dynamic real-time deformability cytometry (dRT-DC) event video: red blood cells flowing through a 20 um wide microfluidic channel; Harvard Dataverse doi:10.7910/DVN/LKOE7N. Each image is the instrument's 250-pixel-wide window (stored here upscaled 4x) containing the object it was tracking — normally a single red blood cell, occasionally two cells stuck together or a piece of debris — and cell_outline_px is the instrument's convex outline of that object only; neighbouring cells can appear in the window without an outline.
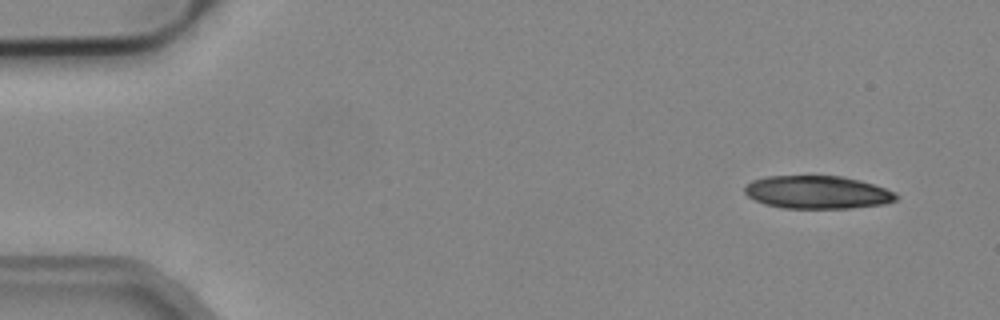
{"species": "common noctule bat (a hibernating species)", "species_latin": "Nyctalus noctula", "temperature_condition": "cold", "stored_images_in_passage": 4, "camera_frame_rate_fps": 3000, "um_per_image_px": 0.085, "animal": {"sex": "male", "body_mass_g": 19.2, "forearm_length_mm": 51.8}, "frame": {"image": 1, "passage_image": 1, "time_ms": 0.0, "image_size_px": [1000, 320], "cell_outline_px": [[900, 196], [896, 200], [884, 204], [848, 208], [780, 208], [764, 204], [748, 196], [744, 192], [744, 188], [752, 180], [768, 176], [844, 176], [860, 180], [896, 192]], "centroid_in_image_um": [69.49, 16.34], "position_along_channel_um": 15.5, "area_um2": 29.13}}